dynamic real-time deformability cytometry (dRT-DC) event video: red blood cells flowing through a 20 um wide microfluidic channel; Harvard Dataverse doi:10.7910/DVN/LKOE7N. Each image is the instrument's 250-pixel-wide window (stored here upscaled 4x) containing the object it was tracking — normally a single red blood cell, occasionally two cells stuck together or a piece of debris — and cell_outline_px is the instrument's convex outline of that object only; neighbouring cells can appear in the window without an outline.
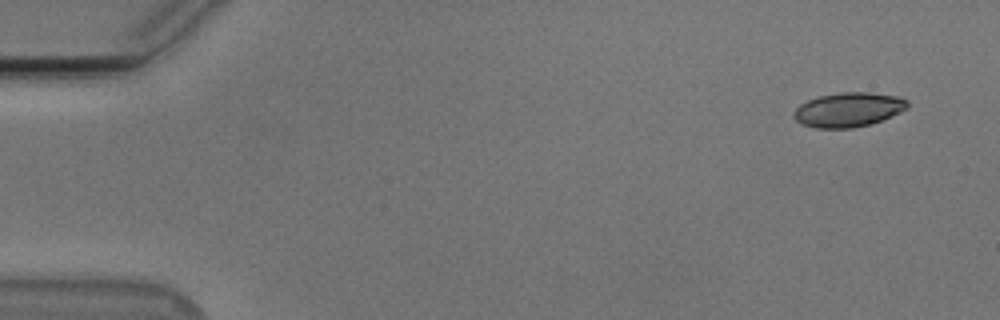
{"species": "Egyptian fruit bat (a non-hibernating species)", "species_latin": "Rousettus aegyptiacus", "temperature_condition": "cold", "stored_images_in_passage": 52, "camera_frame_rate_fps": 3000, "um_per_image_px": 0.085, "animal": {"sex": "male"}, "frame": {"image": 1, "passage_image": 1, "time_ms": 0.0, "image_size_px": [1000, 320], "cell_outline_px": [[908, 108], [892, 116], [868, 124], [852, 128], [816, 128], [800, 124], [792, 116], [792, 112], [800, 104], [808, 100], [820, 96], [840, 92], [868, 92], [900, 96], [908, 100]], "centroid_in_image_um": [72.1, 9.32], "position_along_channel_um": 12.9, "area_um2": 22.89}}
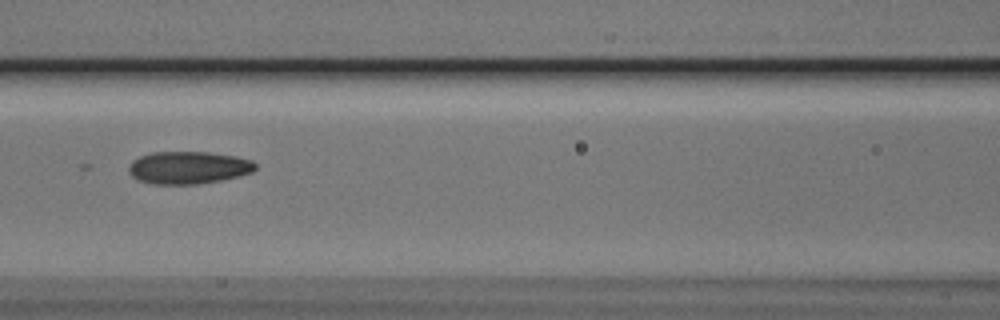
{"frame": {"image": 2, "passage_image": 22, "time_ms": 7.0, "image_size_px": [1000, 320], "cell_outline_px": [[256, 168], [252, 172], [240, 176], [220, 180], [196, 184], [152, 184], [136, 180], [128, 172], [128, 168], [132, 160], [140, 156], [152, 152], [208, 152], [236, 156], [252, 160], [256, 164]], "centroid_in_image_um": [15.99, 14.25], "position_along_channel_um": 150.6, "area_um2": 24.16}}
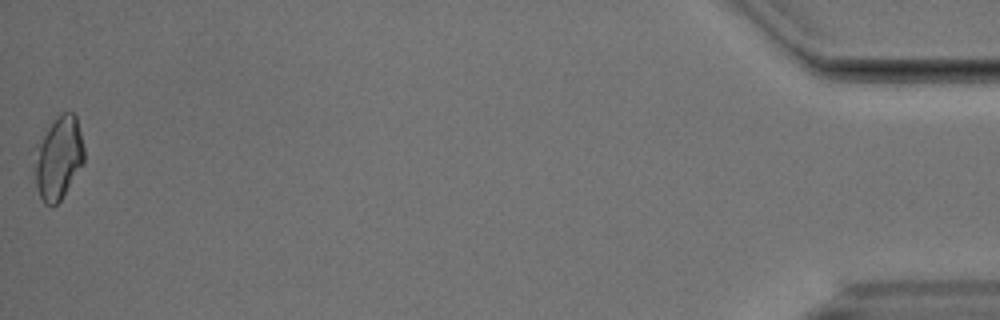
{"frame": {"image": 3, "passage_image": 52, "time_ms": 17.0, "image_size_px": [1000, 320], "cell_outline_px": [[84, 164], [60, 200], [56, 204], [44, 204], [36, 188], [36, 144], [48, 128], [64, 112], [72, 112], [76, 116], [84, 148]], "centroid_in_image_um": [5.0, 13.44], "position_along_channel_um": 430.2, "area_um2": 23.35}, "authors_computed_cell_mechanics": {"area_um2": 23.1778, "velocity_mm_per_s": 3.7631, "shape_relaxation_time_tau1_ms": null, "shape_relaxation_time_tau2_ms": 2.6694, "deformation_change_tau1": null, "deformation_change_tau2": 0.0772}}